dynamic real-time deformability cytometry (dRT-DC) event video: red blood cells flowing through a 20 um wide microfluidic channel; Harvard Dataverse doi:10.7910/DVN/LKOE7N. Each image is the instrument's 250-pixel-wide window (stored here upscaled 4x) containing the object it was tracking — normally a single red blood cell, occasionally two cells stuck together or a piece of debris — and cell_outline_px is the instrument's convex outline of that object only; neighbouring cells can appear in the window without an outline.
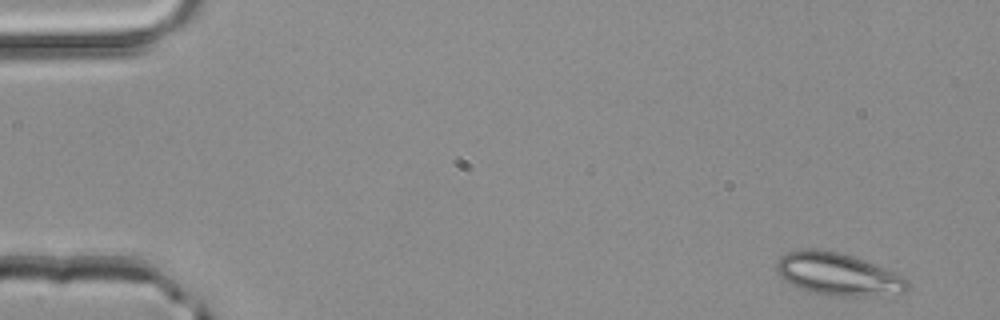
{"species": "common noctule bat (a hibernating species)", "species_latin": "Nyctalus noctula", "temperature_condition": "room temperature", "stored_images_in_passage": 3, "camera_frame_rate_fps": 3000, "um_per_image_px": 0.085, "animal": {"sex": "male", "body_mass_g": 20.4}, "frame": {"image": 1, "passage_image": 1, "time_ms": 0.0, "image_size_px": [1000, 320], "cell_outline_px": [[912, 288], [908, 292], [856, 296], [836, 296], [812, 292], [800, 288], [784, 280], [776, 272], [776, 264], [780, 256], [788, 252], [804, 248], [816, 248], [840, 252], [864, 260], [904, 276], [912, 284]], "centroid_in_image_um": [71.24, 23.29], "position_along_channel_um": 13.8, "area_um2": 32.54}}